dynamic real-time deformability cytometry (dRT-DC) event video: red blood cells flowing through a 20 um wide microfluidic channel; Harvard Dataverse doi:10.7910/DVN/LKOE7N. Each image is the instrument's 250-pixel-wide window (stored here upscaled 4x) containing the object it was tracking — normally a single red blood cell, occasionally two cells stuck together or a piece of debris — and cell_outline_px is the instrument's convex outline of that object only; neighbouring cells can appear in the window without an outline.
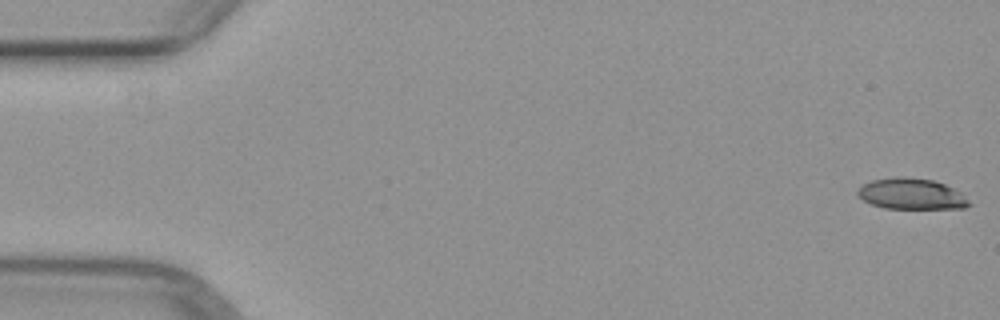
{"species": "common noctule bat (a hibernating species)", "species_latin": "Nyctalus noctula", "temperature_condition": "warm", "stored_images_in_passage": 2, "camera_frame_rate_fps": 3000, "um_per_image_px": 0.085, "animal": {"sex": "female", "body_mass_g": 29.2, "forearm_length_mm": 56.3}, "frame": {"image": 1, "passage_image": 1, "time_ms": 0.0, "image_size_px": [1000, 320], "cell_outline_px": [[972, 204], [964, 208], [884, 208], [872, 204], [864, 200], [856, 192], [864, 184], [872, 180], [896, 176], [904, 176], [932, 180], [944, 184], [960, 192]], "centroid_in_image_um": [77.47, 16.47], "position_along_channel_um": 7.5, "area_um2": 19.88}}